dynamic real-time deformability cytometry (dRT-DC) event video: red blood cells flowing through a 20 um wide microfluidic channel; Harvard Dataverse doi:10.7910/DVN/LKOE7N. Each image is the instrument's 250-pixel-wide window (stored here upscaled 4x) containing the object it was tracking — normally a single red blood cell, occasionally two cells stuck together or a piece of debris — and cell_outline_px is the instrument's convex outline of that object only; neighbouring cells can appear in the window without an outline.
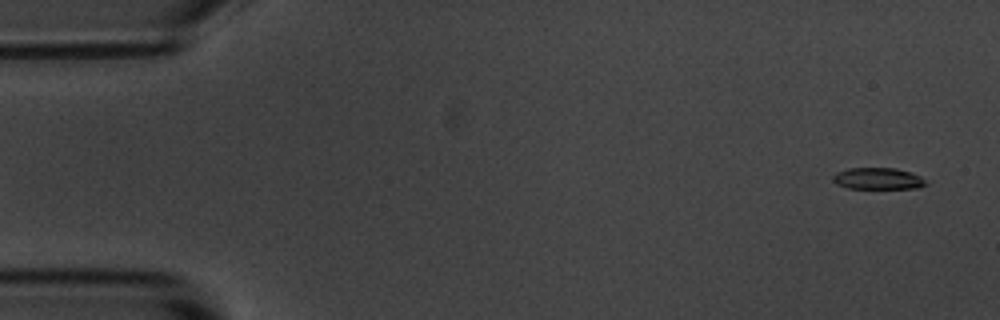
{"species": "common noctule bat (a hibernating species)", "species_latin": "Nyctalus noctula", "temperature_condition": "room temperature", "stored_images_in_passage": 56, "camera_frame_rate_fps": 3000, "um_per_image_px": 0.085, "animal": {"sex": "male", "body_mass_g": 20.1, "forearm_length_mm": 53.5}, "frame": {"image": 1, "passage_image": 3, "time_ms": 0.667, "image_size_px": [1000, 320], "cell_outline_px": [[924, 184], [916, 188], [848, 188], [836, 184], [832, 180], [832, 176], [836, 172], [848, 168], [896, 168], [920, 176], [924, 180]], "centroid_in_image_um": [74.54, 15.17], "position_along_channel_um": 10.5, "area_um2": 11.5}}
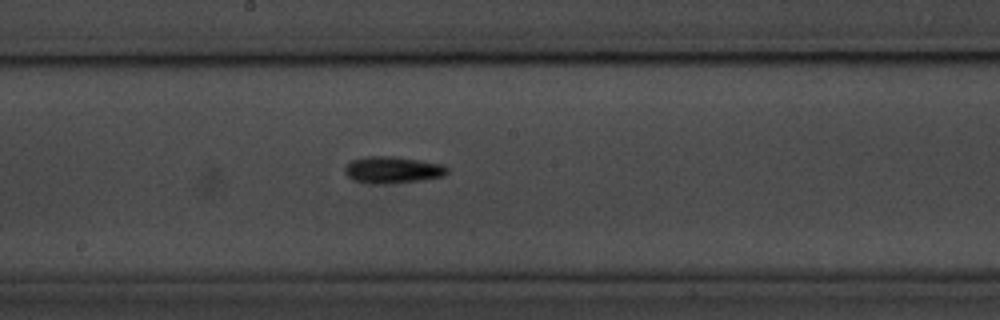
{"frame": {"image": 2, "passage_image": 30, "time_ms": 9.667, "image_size_px": [1000, 320], "cell_outline_px": [[448, 172], [444, 176], [420, 180], [380, 184], [372, 184], [352, 180], [344, 172], [344, 168], [352, 160], [368, 156], [392, 156], [420, 160], [440, 164], [448, 168]], "centroid_in_image_um": [33.34, 14.44], "position_along_channel_um": 214.9, "area_um2": 15.84}}
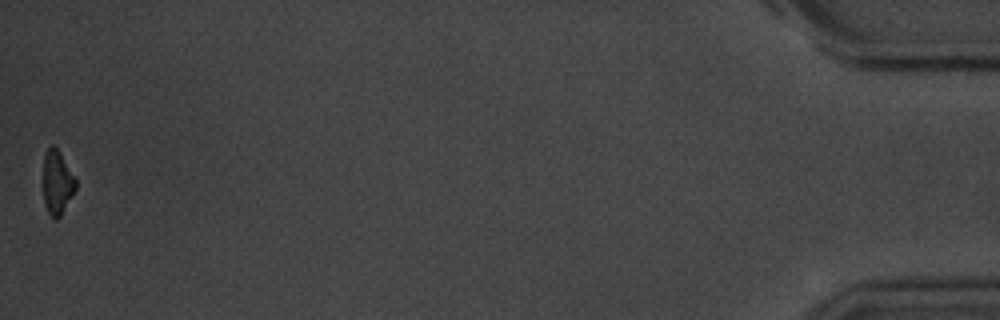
{"frame": {"image": 3, "passage_image": 56, "time_ms": 18.333, "image_size_px": [1000, 320], "cell_outline_px": [[76, 188], [60, 216], [56, 220], [52, 220], [44, 204], [44, 152], [52, 144], [60, 152], [76, 180]], "centroid_in_image_um": [4.85, 15.52], "position_along_channel_um": 430.4, "area_um2": 11.96}, "authors_computed_cell_mechanics": {"area_um2": 13.6408, "velocity_mm_per_s": 3.6104, "shape_relaxation_time_tau1_ms": 2.8705, "shape_relaxation_time_tau2_ms": null, "deformation_change_tau1": 0.1158, "deformation_change_tau2": null}}